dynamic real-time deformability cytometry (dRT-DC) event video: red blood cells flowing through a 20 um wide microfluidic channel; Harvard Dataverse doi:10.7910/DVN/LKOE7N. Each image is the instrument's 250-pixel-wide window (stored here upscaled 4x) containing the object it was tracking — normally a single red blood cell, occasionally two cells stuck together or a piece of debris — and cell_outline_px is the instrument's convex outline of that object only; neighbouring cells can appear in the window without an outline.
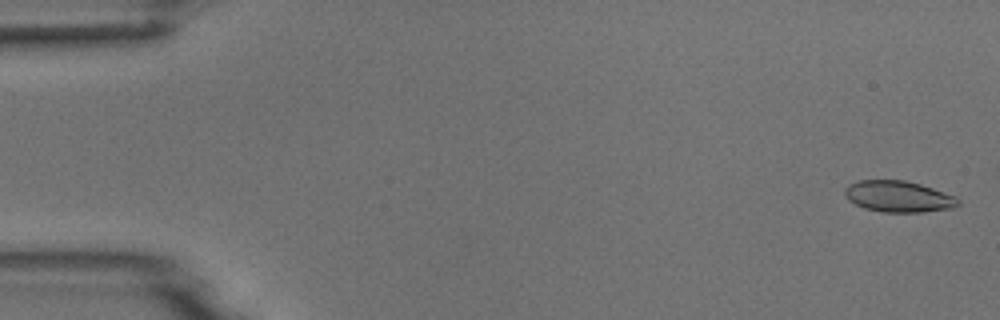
{"species": "common noctule bat (a hibernating species)", "species_latin": "Nyctalus noctula", "temperature_condition": "room temperature", "stored_images_in_passage": 5, "camera_frame_rate_fps": 3000, "um_per_image_px": 0.085, "animal": {"sex": "male", "body_mass_g": 18.8}, "frame": {"image": 1, "passage_image": 1, "time_ms": 0.0, "image_size_px": [1000, 320], "cell_outline_px": [[960, 204], [952, 208], [924, 212], [884, 212], [864, 208], [848, 200], [844, 196], [844, 188], [848, 184], [860, 180], [904, 180], [920, 184], [956, 196], [960, 200]], "centroid_in_image_um": [76.36, 16.7], "position_along_channel_um": 8.6, "area_um2": 20.75}}
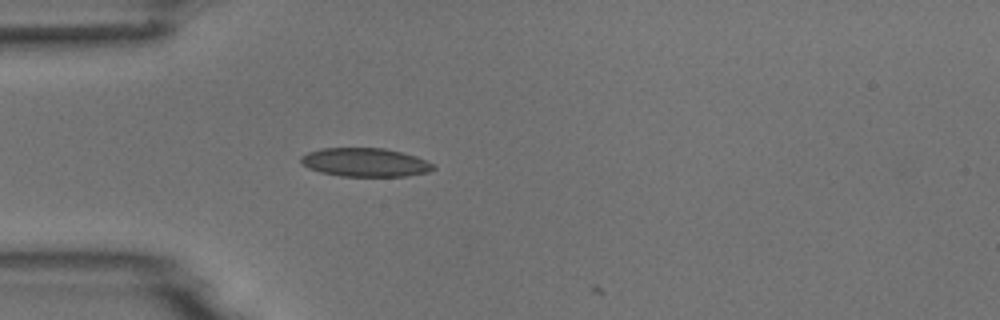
{"frame": {"image": 2, "passage_image": 5, "time_ms": 4.667, "image_size_px": [1000, 320], "cell_outline_px": [[436, 168], [428, 172], [404, 176], [340, 176], [320, 172], [308, 168], [300, 160], [300, 156], [308, 152], [324, 148], [384, 148], [416, 156], [432, 164]], "centroid_in_image_um": [31.02, 13.8], "position_along_channel_um": 54.0, "area_um2": 21.91}}